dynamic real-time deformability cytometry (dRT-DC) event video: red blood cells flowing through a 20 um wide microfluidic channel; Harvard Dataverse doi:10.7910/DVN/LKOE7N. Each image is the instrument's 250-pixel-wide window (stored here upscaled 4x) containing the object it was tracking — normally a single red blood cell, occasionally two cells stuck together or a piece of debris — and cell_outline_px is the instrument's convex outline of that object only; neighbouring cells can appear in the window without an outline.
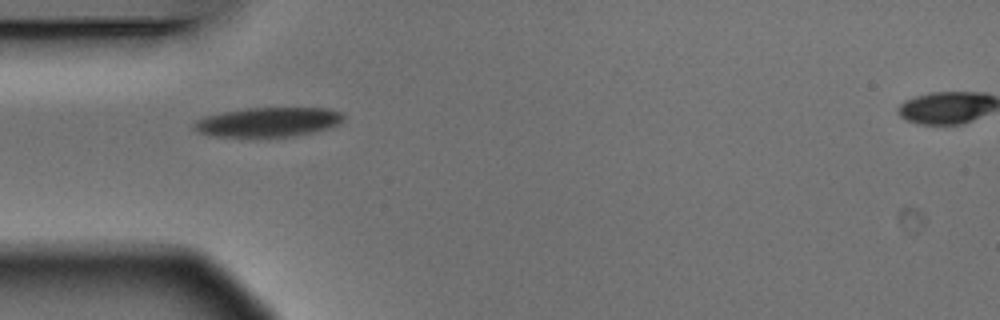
{"species": "Egyptian fruit bat (a non-hibernating species)", "species_latin": "Rousettus aegyptiacus", "temperature_condition": "warm", "stored_images_in_passage": 2, "camera_frame_rate_fps": 3000, "um_per_image_px": 0.085, "animal": {"sex": "male"}, "frame": {"image": 1, "passage_image": 1, "time_ms": 0.0, "image_size_px": [1000, 320], "cell_outline_px": [[344, 120], [340, 124], [328, 128], [312, 132], [292, 136], [256, 140], [252, 140], [208, 136], [196, 132], [192, 128], [192, 124], [196, 120], [208, 116], [224, 112], [248, 108], [328, 108], [344, 112]], "centroid_in_image_um": [22.74, 10.43], "position_along_channel_um": 62.3, "area_um2": 26.88}}
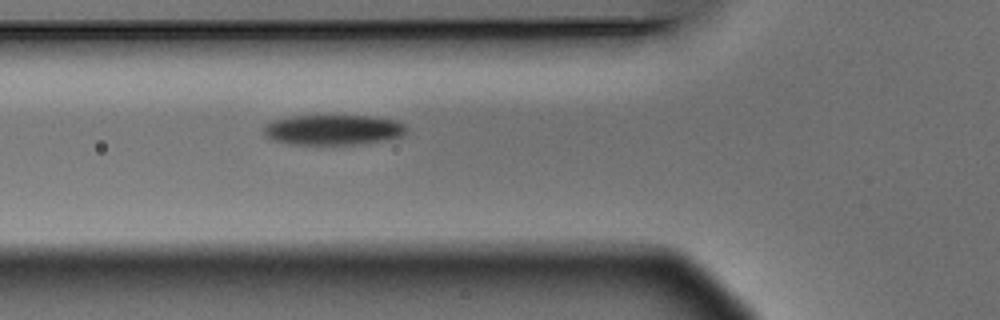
{"frame": {"image": 2, "passage_image": 2, "time_ms": 0.333, "image_size_px": [1000, 320], "cell_outline_px": [[408, 128], [404, 136], [360, 144], [288, 144], [272, 140], [264, 136], [264, 124], [272, 120], [292, 116], [376, 116], [396, 120], [404, 124]], "centroid_in_image_um": [28.32, 11.03], "position_along_channel_um": 97.5, "area_um2": 25.37}}